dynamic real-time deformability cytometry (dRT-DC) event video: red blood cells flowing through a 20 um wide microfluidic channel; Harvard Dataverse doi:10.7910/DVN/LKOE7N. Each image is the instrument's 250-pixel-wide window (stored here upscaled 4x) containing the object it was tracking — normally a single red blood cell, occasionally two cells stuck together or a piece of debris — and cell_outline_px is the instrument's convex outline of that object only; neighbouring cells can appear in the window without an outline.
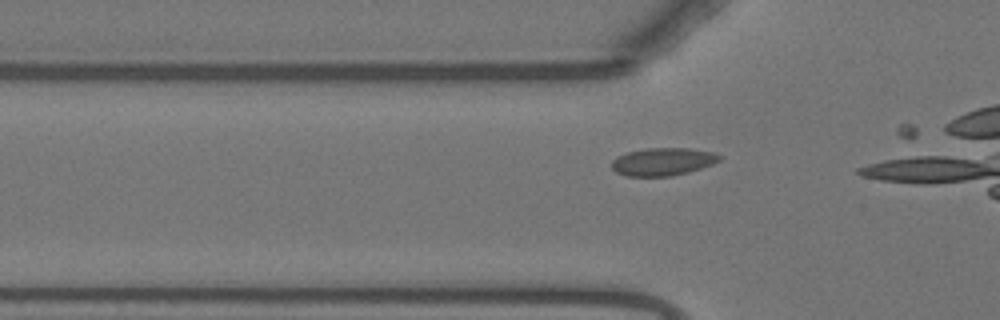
{"species": "Egyptian fruit bat (a non-hibernating species)", "species_latin": "Rousettus aegyptiacus", "temperature_condition": "warm", "stored_images_in_passage": 12, "camera_frame_rate_fps": 3000, "um_per_image_px": 0.085, "animal": {"sex": "female"}, "frame": {"image": 1, "passage_image": 7, "time_ms": 2.0, "image_size_px": [1000, 320], "cell_outline_px": [[724, 156], [720, 160], [712, 164], [688, 172], [672, 176], [628, 176], [616, 172], [612, 168], [612, 160], [616, 156], [628, 152], [644, 148], [688, 148], [712, 152]], "centroid_in_image_um": [56.34, 13.73], "position_along_channel_um": 69.5, "area_um2": 17.46}}